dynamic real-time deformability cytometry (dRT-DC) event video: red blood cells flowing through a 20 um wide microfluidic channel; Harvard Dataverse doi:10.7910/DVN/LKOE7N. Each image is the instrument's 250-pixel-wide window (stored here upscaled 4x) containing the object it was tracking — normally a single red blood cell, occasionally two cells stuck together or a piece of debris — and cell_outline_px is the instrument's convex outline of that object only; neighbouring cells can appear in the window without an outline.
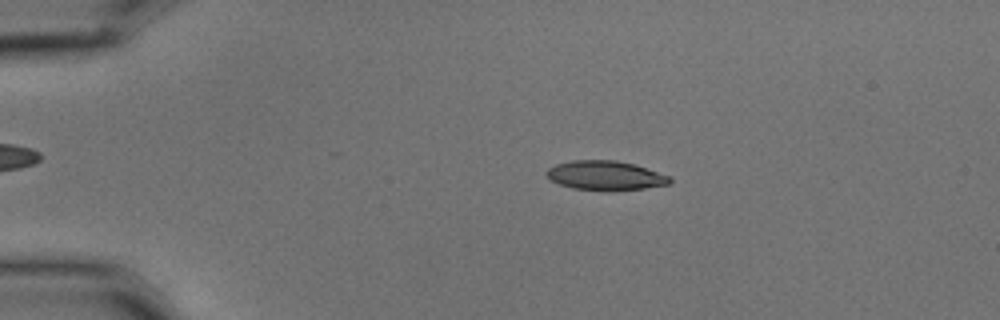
{"species": "common noctule bat (a hibernating species)", "species_latin": "Nyctalus noctula", "temperature_condition": "cold", "stored_images_in_passage": 7, "camera_frame_rate_fps": 3000, "um_per_image_px": 0.085, "animal": {"sex": "male", "body_mass_g": 15.6}, "frame": {"image": 1, "passage_image": 2, "time_ms": 0.333, "image_size_px": [1000, 320], "cell_outline_px": [[672, 180], [668, 184], [644, 188], [572, 188], [560, 184], [552, 180], [548, 176], [548, 168], [556, 164], [572, 160], [616, 160], [632, 164], [668, 176]], "centroid_in_image_um": [51.42, 14.87], "position_along_channel_um": 33.6, "area_um2": 19.83}}
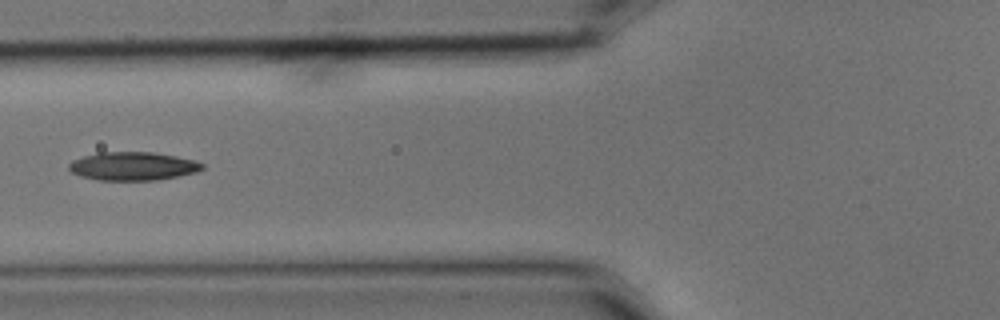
{"frame": {"image": 2, "passage_image": 5, "time_ms": 1.333, "image_size_px": [1000, 320], "cell_outline_px": [[204, 168], [196, 172], [156, 180], [96, 180], [80, 176], [72, 172], [68, 168], [68, 164], [72, 160], [84, 156], [100, 152], [152, 152], [176, 156], [196, 160], [204, 164]], "centroid_in_image_um": [11.28, 14.12], "position_along_channel_um": 114.5, "area_um2": 22.08}}
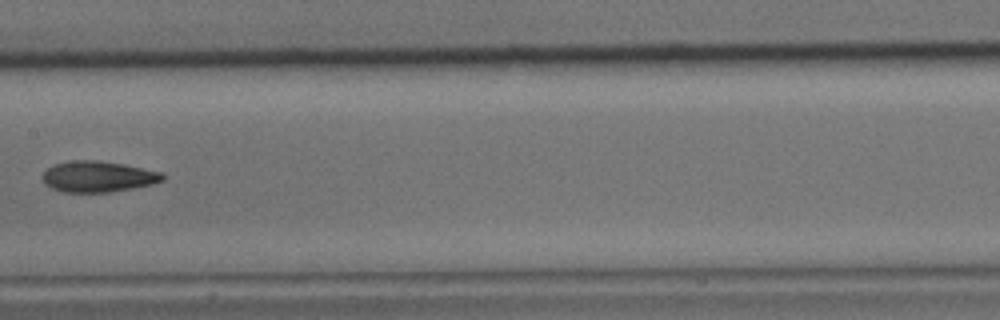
{"frame": {"image": 3, "passage_image": 7, "time_ms": 2.0, "image_size_px": [1000, 320], "cell_outline_px": [[164, 180], [152, 184], [132, 188], [108, 192], [64, 192], [52, 188], [44, 184], [44, 172], [48, 168], [56, 164], [72, 160], [96, 160], [124, 164], [160, 172], [164, 176]], "centroid_in_image_um": [8.33, 15.01], "position_along_channel_um": 199.1, "area_um2": 21.39}}